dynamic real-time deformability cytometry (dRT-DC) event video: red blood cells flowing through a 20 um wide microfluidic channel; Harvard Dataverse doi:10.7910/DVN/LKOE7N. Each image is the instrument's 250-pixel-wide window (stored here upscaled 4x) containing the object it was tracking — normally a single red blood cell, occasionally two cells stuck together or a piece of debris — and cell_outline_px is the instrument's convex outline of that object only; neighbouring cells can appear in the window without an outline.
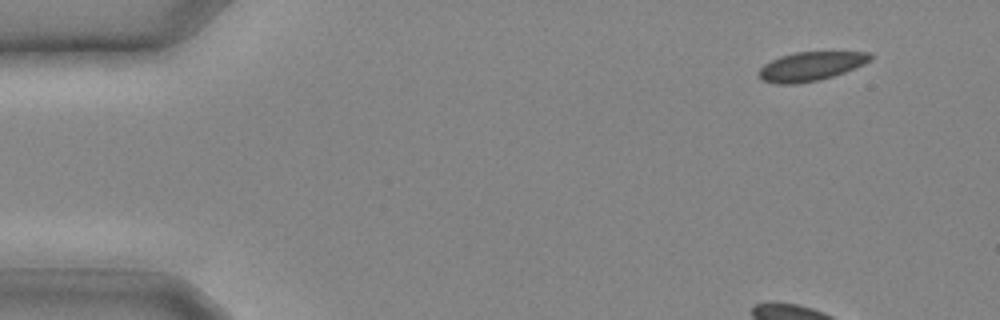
{"species": "common noctule bat (a hibernating species)", "species_latin": "Nyctalus noctula", "temperature_condition": "cold", "stored_images_in_passage": 9, "camera_frame_rate_fps": 3000, "um_per_image_px": 0.085, "animal": {"sex": "male", "body_mass_g": 20.4}, "frame": {"image": 1, "passage_image": 1, "time_ms": 0.0, "image_size_px": [1000, 320], "cell_outline_px": [[872, 60], [864, 64], [844, 72], [832, 76], [816, 80], [796, 84], [776, 84], [760, 80], [756, 72], [764, 64], [780, 56], [796, 52], [868, 52], [872, 56]], "centroid_in_image_um": [68.86, 5.64], "position_along_channel_um": 16.1, "area_um2": 18.79}}
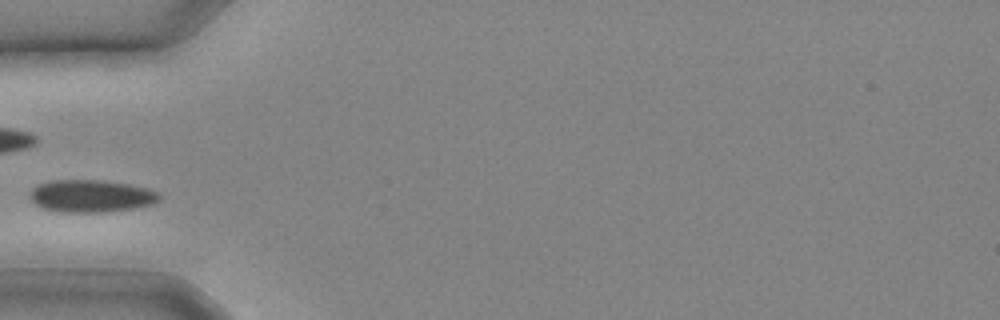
{"frame": {"image": 2, "passage_image": 8, "time_ms": 2.333, "image_size_px": [1000, 320], "cell_outline_px": [[160, 200], [152, 204], [132, 208], [104, 212], [60, 212], [44, 208], [36, 204], [32, 200], [32, 188], [40, 184], [52, 180], [100, 180], [128, 184], [144, 188], [156, 192], [160, 196]], "centroid_in_image_um": [7.74, 16.66], "position_along_channel_um": 77.3, "area_um2": 23.99}}